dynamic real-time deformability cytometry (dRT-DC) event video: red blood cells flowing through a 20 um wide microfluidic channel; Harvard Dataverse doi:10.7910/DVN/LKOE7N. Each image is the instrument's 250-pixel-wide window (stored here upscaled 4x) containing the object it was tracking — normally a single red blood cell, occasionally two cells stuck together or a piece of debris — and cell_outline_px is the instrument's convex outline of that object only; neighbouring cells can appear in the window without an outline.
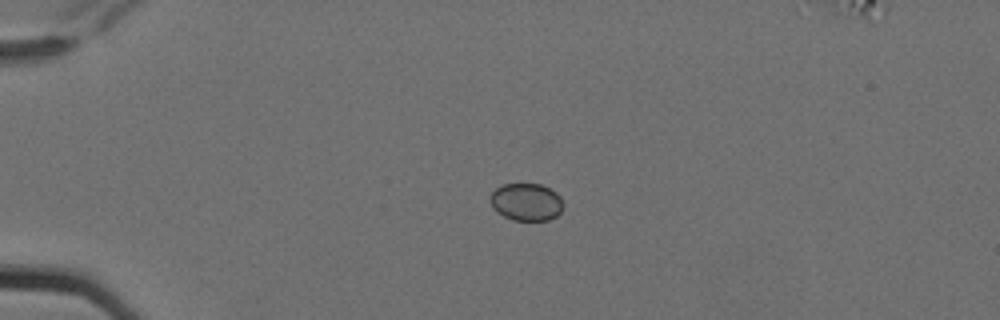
{"species": "Egyptian fruit bat (a non-hibernating species)", "species_latin": "Rousettus aegyptiacus", "temperature_condition": "cold", "stored_images_in_passage": 5, "camera_frame_rate_fps": 3000, "um_per_image_px": 0.085, "animal": {"sex": "female"}, "frame": {"image": 1, "passage_image": 3, "time_ms": 0.667, "image_size_px": [1000, 320], "cell_outline_px": [[564, 204], [560, 212], [556, 216], [548, 220], [512, 220], [496, 212], [492, 208], [488, 200], [492, 192], [496, 188], [504, 184], [540, 184], [556, 192], [560, 196]], "centroid_in_image_um": [44.71, 17.17], "position_along_channel_um": 40.3, "area_um2": 16.07}}